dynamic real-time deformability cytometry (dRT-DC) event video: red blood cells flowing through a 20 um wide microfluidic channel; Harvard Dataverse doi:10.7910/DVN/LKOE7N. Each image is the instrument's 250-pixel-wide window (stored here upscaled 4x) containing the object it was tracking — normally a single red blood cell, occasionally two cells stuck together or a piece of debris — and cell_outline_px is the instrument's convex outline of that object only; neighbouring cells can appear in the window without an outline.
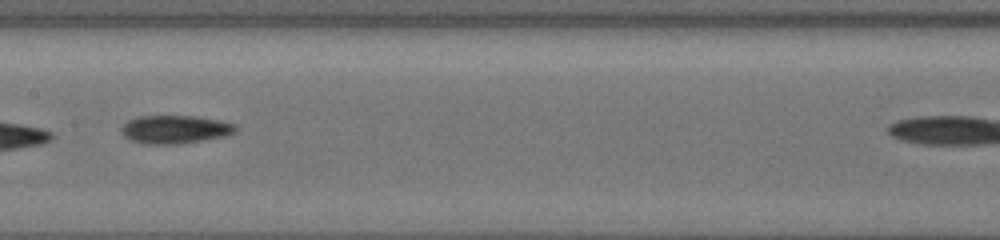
{"species": "common noctule bat (a hibernating species)", "species_latin": "Nyctalus noctula", "temperature_condition": "cold", "stored_images_in_passage": 18, "camera_frame_rate_fps": 3000, "um_per_image_px": 0.085, "animal": {"sex": "female", "body_mass_g": 19.5, "forearm_length_mm": 54.1}, "frame": {"image": 1, "passage_image": 11, "time_ms": 9.333, "image_size_px": [1000, 240], "cell_outline_px": [[236, 132], [224, 136], [180, 144], [140, 144], [124, 136], [120, 132], [120, 128], [128, 120], [140, 116], [196, 116], [220, 120], [236, 124]], "centroid_in_image_um": [14.86, 11.0], "position_along_channel_um": 192.5, "area_um2": 18.9}}